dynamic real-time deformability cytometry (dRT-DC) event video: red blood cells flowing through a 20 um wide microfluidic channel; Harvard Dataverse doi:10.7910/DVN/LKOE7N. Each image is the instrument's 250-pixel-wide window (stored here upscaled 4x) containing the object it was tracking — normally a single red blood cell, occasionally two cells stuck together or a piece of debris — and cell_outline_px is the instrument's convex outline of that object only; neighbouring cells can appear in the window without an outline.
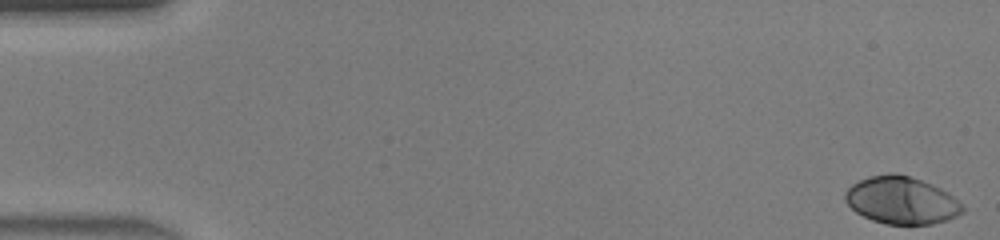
{"species": "human", "species_latin": "Homo sapiens", "temperature_condition": "warm", "stored_images_in_passage": 47, "camera_frame_rate_fps": 3000, "um_per_image_px": 0.085, "donor": {"sex": "male"}, "frame": {"image": 1, "passage_image": 1, "time_ms": 0.0, "image_size_px": [1000, 240], "cell_outline_px": [[964, 212], [948, 220], [932, 224], [884, 224], [872, 220], [856, 212], [844, 200], [844, 192], [852, 184], [868, 176], [888, 172], [896, 172], [932, 184], [948, 192], [964, 208]], "centroid_in_image_um": [76.6, 17.02], "position_along_channel_um": 8.4, "area_um2": 32.48}}
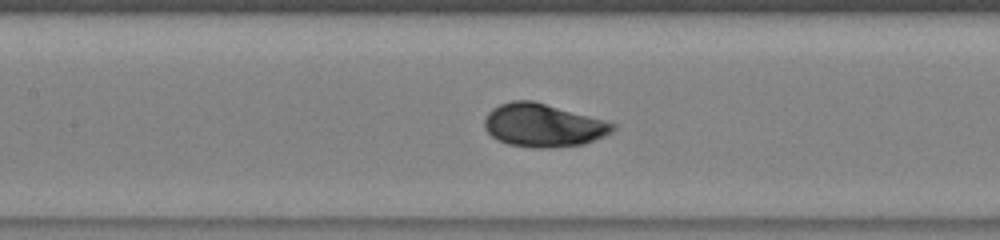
{"frame": {"image": 2, "passage_image": 22, "time_ms": 7.0, "image_size_px": [1000, 240], "cell_outline_px": [[616, 128], [612, 132], [604, 136], [584, 144], [548, 148], [536, 148], [508, 144], [496, 140], [484, 128], [484, 120], [488, 112], [492, 108], [500, 104], [512, 100], [532, 100], [604, 120], [616, 124]], "centroid_in_image_um": [46.15, 10.65], "position_along_channel_um": 161.3, "area_um2": 32.25}}
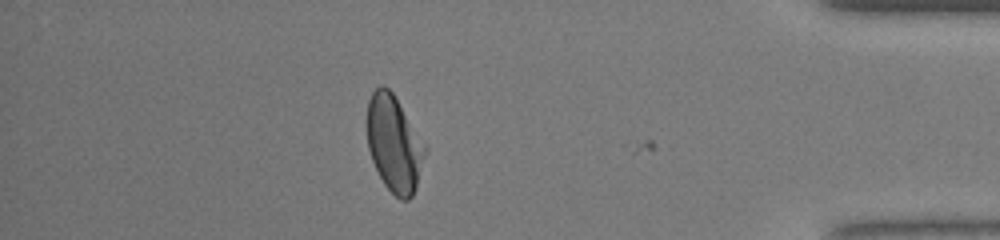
{"frame": {"image": 3, "passage_image": 41, "time_ms": 13.333, "image_size_px": [1000, 240], "cell_outline_px": [[428, 148], [416, 188], [412, 196], [408, 200], [400, 200], [384, 184], [372, 160], [368, 148], [364, 120], [368, 100], [372, 92], [380, 84], [384, 84], [392, 92]], "centroid_in_image_um": [33.47, 12.18], "position_along_channel_um": 401.7, "area_um2": 33.06}, "authors_computed_cell_mechanics": {"area_um2": 32.079, "velocity_mm_per_s": 4.4264, "shape_relaxation_time_tau1_ms": 2.3974, "shape_relaxation_time_tau2_ms": null, "deformation_change_tau1": 0.1621, "deformation_change_tau2": null}}